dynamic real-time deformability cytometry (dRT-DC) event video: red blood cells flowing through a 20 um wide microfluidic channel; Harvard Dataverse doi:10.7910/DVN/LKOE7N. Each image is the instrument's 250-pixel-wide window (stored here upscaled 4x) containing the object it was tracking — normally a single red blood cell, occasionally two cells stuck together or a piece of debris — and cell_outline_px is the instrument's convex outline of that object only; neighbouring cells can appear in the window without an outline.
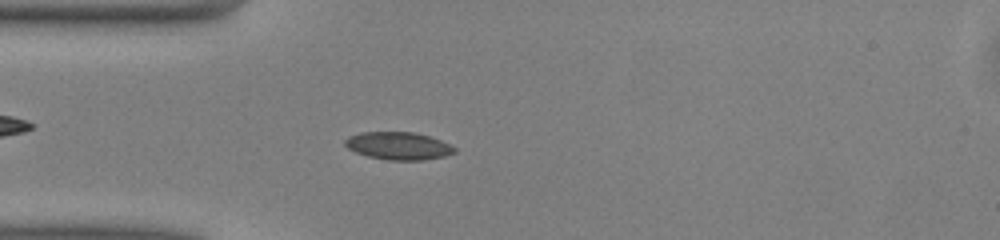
{"species": "common noctule bat (a hibernating species)", "species_latin": "Nyctalus noctula", "temperature_condition": "warm", "stored_images_in_passage": 47, "camera_frame_rate_fps": 3000, "um_per_image_px": 0.085, "animal": {"sex": "male", "body_mass_g": 13.0, "forearm_length_mm": 53.1}, "frame": {"image": 1, "passage_image": 11, "time_ms": 3.333, "image_size_px": [1000, 240], "cell_outline_px": [[456, 152], [444, 156], [424, 160], [388, 160], [368, 156], [356, 152], [348, 148], [344, 144], [344, 140], [348, 136], [360, 132], [412, 132], [428, 136], [440, 140], [456, 148]], "centroid_in_image_um": [33.84, 12.39], "position_along_channel_um": 51.2, "area_um2": 17.57}}
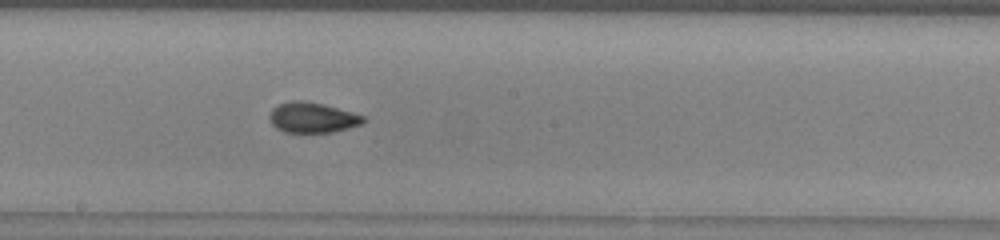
{"frame": {"image": 2, "passage_image": 24, "time_ms": 7.667, "image_size_px": [1000, 240], "cell_outline_px": [[368, 120], [364, 124], [332, 132], [284, 132], [276, 128], [272, 124], [268, 116], [272, 108], [280, 104], [292, 100], [304, 100], [324, 104], [352, 112], [364, 116]], "centroid_in_image_um": [26.57, 9.99], "position_along_channel_um": 221.6, "area_um2": 16.76}}
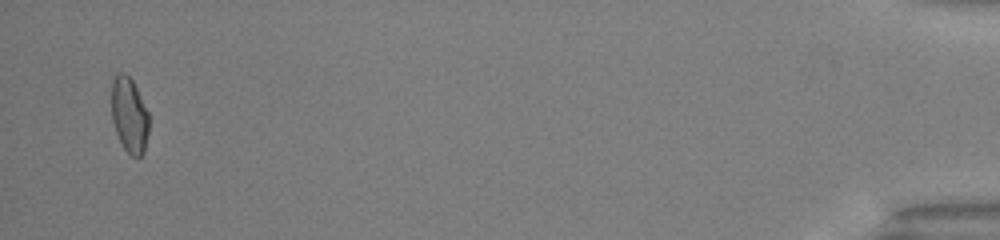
{"frame": {"image": 3, "passage_image": 46, "time_ms": 15.0, "image_size_px": [1000, 240], "cell_outline_px": [[148, 132], [144, 152], [136, 160], [124, 148], [116, 132], [112, 120], [112, 76], [120, 72], [124, 72], [132, 80], [148, 112]], "centroid_in_image_um": [10.98, 9.78], "position_along_channel_um": 424.2, "area_um2": 16.36}, "authors_computed_cell_mechanics": {"area_um2": 16.7042, "velocity_mm_per_s": 4.082, "shape_relaxation_time_tau1_ms": 7.3516, "shape_relaxation_time_tau2_ms": 1.9436, "deformation_change_tau1": 0.1587, "deformation_change_tau2": 0.0687}}